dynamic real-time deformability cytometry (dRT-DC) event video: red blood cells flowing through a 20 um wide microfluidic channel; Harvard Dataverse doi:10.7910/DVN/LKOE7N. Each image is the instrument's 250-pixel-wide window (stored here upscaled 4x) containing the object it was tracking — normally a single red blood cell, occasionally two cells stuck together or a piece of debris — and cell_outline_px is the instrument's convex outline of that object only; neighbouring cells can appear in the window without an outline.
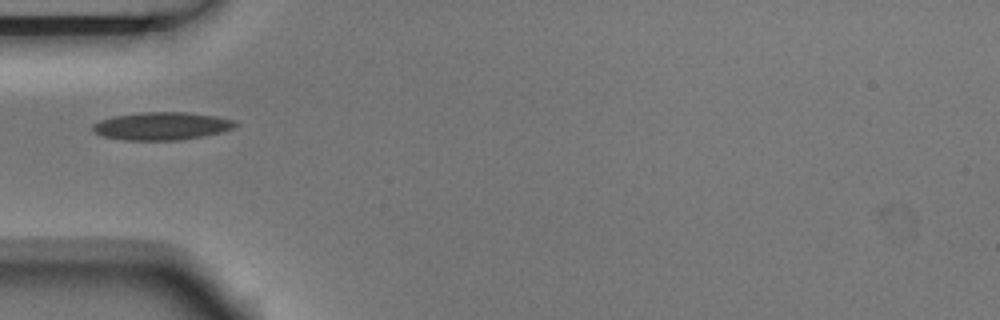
{"species": "Egyptian fruit bat (a non-hibernating species)", "species_latin": "Rousettus aegyptiacus", "temperature_condition": "room temperature", "stored_images_in_passage": 5, "camera_frame_rate_fps": 3000, "um_per_image_px": 0.085, "animal": {"sex": "male"}, "frame": {"image": 1, "passage_image": 5, "time_ms": 1.333, "image_size_px": [1000, 320], "cell_outline_px": [[240, 124], [232, 128], [220, 132], [180, 140], [124, 140], [104, 136], [96, 132], [92, 128], [92, 124], [100, 120], [116, 116], [140, 112], [184, 112], [216, 116], [236, 120]], "centroid_in_image_um": [13.77, 10.7], "position_along_channel_um": 71.2, "area_um2": 22.95}}